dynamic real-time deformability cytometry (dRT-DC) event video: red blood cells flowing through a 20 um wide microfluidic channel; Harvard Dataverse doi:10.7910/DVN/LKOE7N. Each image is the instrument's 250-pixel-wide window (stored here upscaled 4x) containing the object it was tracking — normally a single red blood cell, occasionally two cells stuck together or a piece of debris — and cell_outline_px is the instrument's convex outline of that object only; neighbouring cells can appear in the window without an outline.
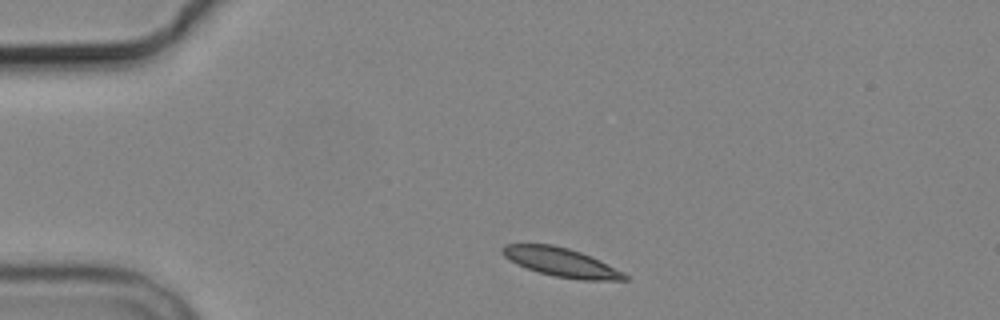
{"species": "common noctule bat (a hibernating species)", "species_latin": "Nyctalus noctula", "temperature_condition": "cold", "stored_images_in_passage": 2, "camera_frame_rate_fps": 3000, "um_per_image_px": 0.085, "animal": {"sex": "male", "body_mass_g": 19.2, "forearm_length_mm": 51.8}, "frame": {"image": 1, "passage_image": 1, "time_ms": 0.0, "image_size_px": [1000, 320], "cell_outline_px": [[628, 280], [580, 280], [552, 276], [516, 264], [504, 256], [500, 252], [500, 248], [504, 244], [552, 244], [568, 248], [580, 252], [600, 260], [624, 272], [628, 276]], "centroid_in_image_um": [47.69, 22.29], "position_along_channel_um": 37.3, "area_um2": 20.58}}